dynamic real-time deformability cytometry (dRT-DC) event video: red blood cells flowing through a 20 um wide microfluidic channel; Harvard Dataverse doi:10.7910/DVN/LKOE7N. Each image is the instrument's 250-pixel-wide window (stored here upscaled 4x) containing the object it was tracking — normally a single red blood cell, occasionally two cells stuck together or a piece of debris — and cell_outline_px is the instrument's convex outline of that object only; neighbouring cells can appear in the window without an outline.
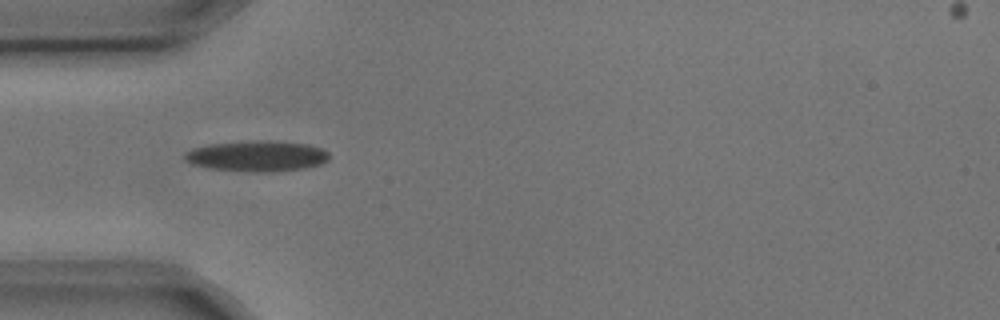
{"species": "common noctule bat (a hibernating species)", "species_latin": "Nyctalus noctula", "temperature_condition": "cold", "stored_images_in_passage": 4, "camera_frame_rate_fps": 3000, "um_per_image_px": 0.085, "animal": {"sex": "male", "body_mass_g": 17.9, "forearm_length_mm": 54.2}, "frame": {"image": 1, "passage_image": 4, "time_ms": 1.0, "image_size_px": [1000, 320], "cell_outline_px": [[328, 160], [320, 164], [304, 168], [276, 172], [252, 172], [208, 168], [192, 164], [184, 160], [184, 152], [192, 148], [208, 144], [252, 140], [280, 140], [308, 144], [320, 148], [328, 152]], "centroid_in_image_um": [21.82, 13.25], "position_along_channel_um": 63.2, "area_um2": 26.3}}